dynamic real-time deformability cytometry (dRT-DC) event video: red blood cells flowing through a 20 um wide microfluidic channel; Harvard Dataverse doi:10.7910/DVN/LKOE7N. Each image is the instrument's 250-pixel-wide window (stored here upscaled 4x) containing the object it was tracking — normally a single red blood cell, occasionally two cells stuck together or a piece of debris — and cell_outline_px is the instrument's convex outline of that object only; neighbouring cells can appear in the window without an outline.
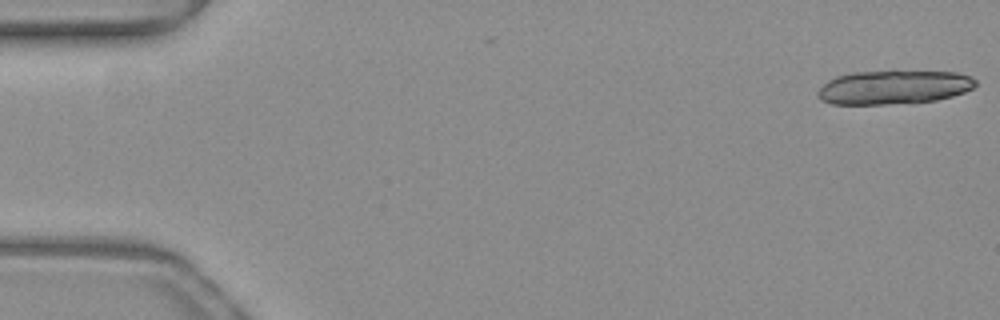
{"species": "common noctule bat (a hibernating species)", "species_latin": "Nyctalus noctula", "temperature_condition": "warm", "stored_images_in_passage": 17, "camera_frame_rate_fps": 3000, "um_per_image_px": 0.085, "animal": {"sex": "female", "body_mass_g": 19.3, "forearm_length_mm": 54.1}, "frame": {"image": 1, "passage_image": 1, "time_ms": 0.0, "image_size_px": [1000, 320], "cell_outline_px": [[976, 84], [972, 88], [964, 92], [952, 96], [936, 100], [884, 104], [832, 104], [820, 100], [816, 92], [828, 80], [836, 76], [852, 72], [956, 72], [972, 76], [976, 80]], "centroid_in_image_um": [75.95, 7.42], "position_along_channel_um": 9.1, "area_um2": 30.75}}